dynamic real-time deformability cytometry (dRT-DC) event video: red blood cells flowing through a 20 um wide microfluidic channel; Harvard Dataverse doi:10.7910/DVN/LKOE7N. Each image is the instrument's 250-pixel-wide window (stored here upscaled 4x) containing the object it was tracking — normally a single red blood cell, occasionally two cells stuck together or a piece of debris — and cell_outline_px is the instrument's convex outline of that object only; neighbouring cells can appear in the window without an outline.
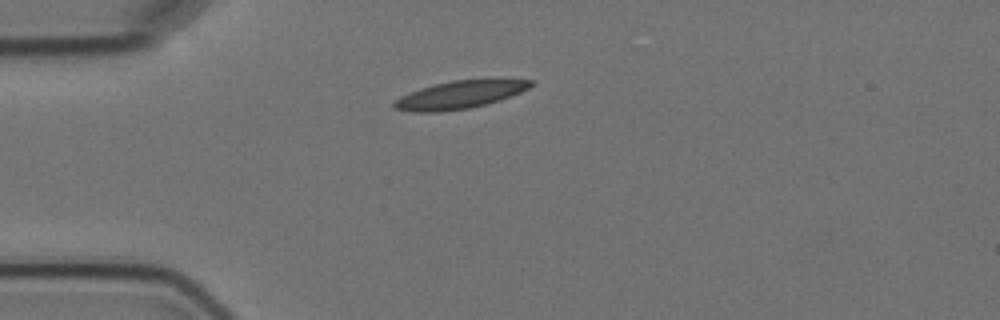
{"species": "Egyptian fruit bat (a non-hibernating species)", "species_latin": "Rousettus aegyptiacus", "temperature_condition": "cold", "stored_images_in_passage": 6, "camera_frame_rate_fps": 3000, "um_per_image_px": 0.085, "animal": {"sex": "female"}, "frame": {"image": 1, "passage_image": 1, "time_ms": 0.0, "image_size_px": [1000, 320], "cell_outline_px": [[532, 84], [528, 88], [512, 96], [488, 104], [472, 108], [440, 112], [412, 112], [392, 108], [392, 104], [400, 96], [420, 88], [452, 80], [496, 76], [504, 76], [532, 80]], "centroid_in_image_um": [39.18, 8.01], "position_along_channel_um": 45.8, "area_um2": 23.24}}
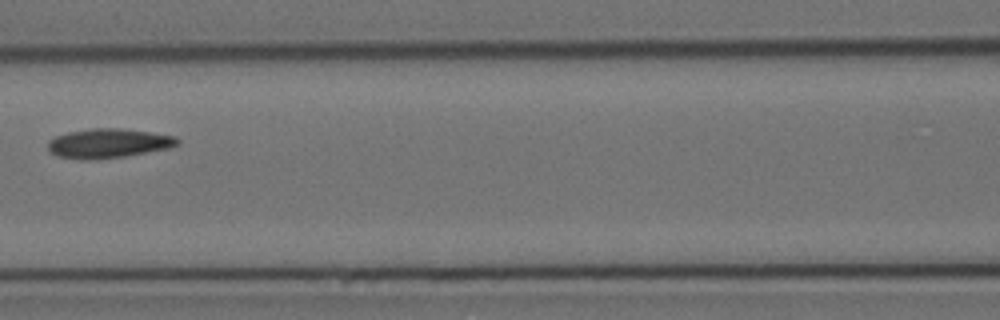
{"frame": {"image": 2, "passage_image": 4, "time_ms": 3.667, "image_size_px": [1000, 320], "cell_outline_px": [[180, 144], [172, 148], [124, 156], [96, 160], [80, 160], [56, 156], [48, 148], [48, 140], [56, 136], [68, 132], [92, 128], [124, 128], [152, 132], [176, 136], [180, 140]], "centroid_in_image_um": [9.25, 12.18], "position_along_channel_um": 157.3, "area_um2": 22.54}}
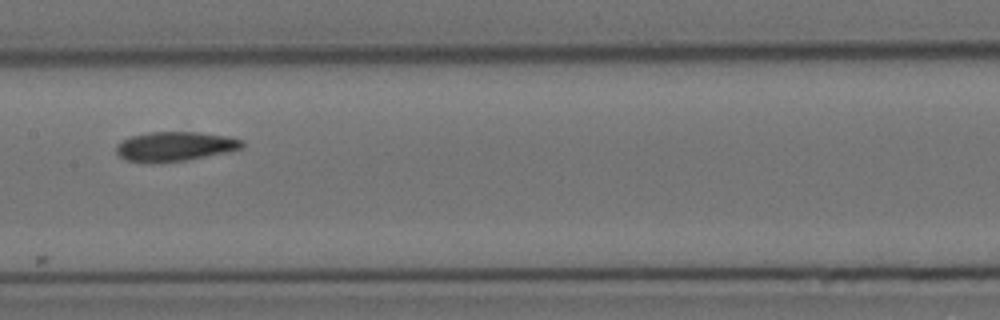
{"frame": {"image": 3, "passage_image": 5, "time_ms": 4.667, "image_size_px": [1000, 320], "cell_outline_px": [[244, 144], [240, 148], [228, 152], [184, 160], [152, 164], [124, 160], [116, 152], [116, 148], [120, 140], [132, 136], [148, 132], [200, 132], [228, 136], [244, 140]], "centroid_in_image_um": [14.84, 12.45], "position_along_channel_um": 192.6, "area_um2": 21.79}}